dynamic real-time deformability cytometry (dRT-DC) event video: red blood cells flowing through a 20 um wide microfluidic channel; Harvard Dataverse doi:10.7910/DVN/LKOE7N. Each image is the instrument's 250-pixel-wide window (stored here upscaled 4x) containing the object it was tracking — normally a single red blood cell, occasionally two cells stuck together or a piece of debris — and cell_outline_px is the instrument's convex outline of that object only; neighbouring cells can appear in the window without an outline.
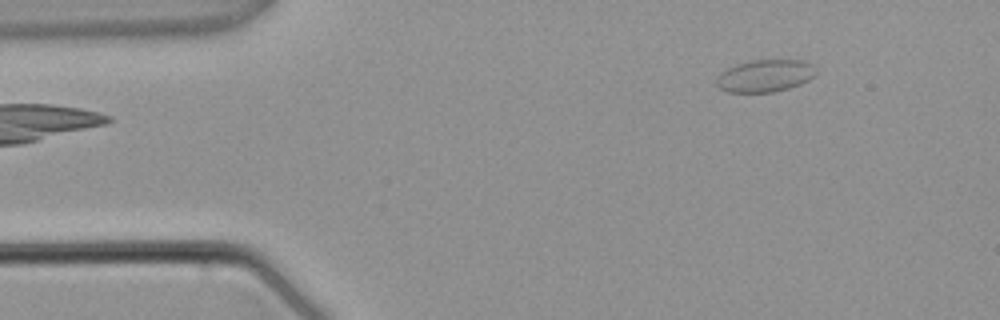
{"species": "common noctule bat (a hibernating species)", "species_latin": "Nyctalus noctula", "temperature_condition": "warm", "stored_images_in_passage": 2, "camera_frame_rate_fps": 3000, "um_per_image_px": 0.085, "animal": {"sex": "male", "body_mass_g": 21.5, "forearm_length_mm": 52.0}, "frame": {"image": 1, "passage_image": 2, "time_ms": 1.333, "image_size_px": [1000, 320], "cell_outline_px": [[816, 72], [808, 80], [800, 84], [788, 88], [772, 92], [728, 92], [720, 88], [716, 84], [716, 80], [720, 72], [736, 64], [752, 60], [804, 60], [812, 64], [816, 68]], "centroid_in_image_um": [65.02, 6.43], "position_along_channel_um": 20.0, "area_um2": 18.67}}